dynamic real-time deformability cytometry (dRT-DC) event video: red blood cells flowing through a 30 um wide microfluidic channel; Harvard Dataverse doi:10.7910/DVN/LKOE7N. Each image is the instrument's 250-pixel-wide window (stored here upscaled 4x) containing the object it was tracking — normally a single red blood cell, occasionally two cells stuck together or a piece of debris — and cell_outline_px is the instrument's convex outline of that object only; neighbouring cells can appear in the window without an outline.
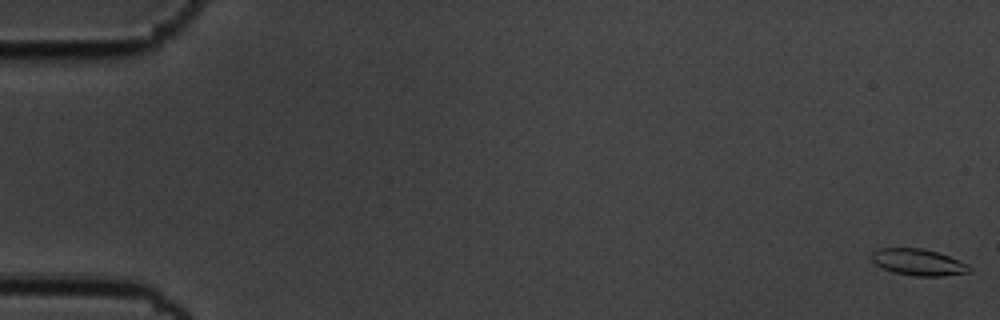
{"species": "common noctule bat (a hibernating species)", "species_latin": "Nyctalus noctula", "temperature_condition": "cold", "stored_images_in_passage": 16, "camera_frame_rate_fps": 3000, "um_per_image_px": 0.085, "animal": {"sex": "male", "body_mass_g": 19.5, "forearm_length_mm": 54.6}, "frame": {"image": 1, "passage_image": 1, "time_ms": 0.0, "image_size_px": [1000, 320], "cell_outline_px": [[972, 272], [940, 276], [916, 276], [892, 272], [876, 264], [872, 260], [872, 252], [880, 248], [920, 248], [936, 252], [948, 256], [968, 264], [972, 268]], "centroid_in_image_um": [78.08, 22.29], "position_along_channel_um": 6.9, "area_um2": 14.97}}